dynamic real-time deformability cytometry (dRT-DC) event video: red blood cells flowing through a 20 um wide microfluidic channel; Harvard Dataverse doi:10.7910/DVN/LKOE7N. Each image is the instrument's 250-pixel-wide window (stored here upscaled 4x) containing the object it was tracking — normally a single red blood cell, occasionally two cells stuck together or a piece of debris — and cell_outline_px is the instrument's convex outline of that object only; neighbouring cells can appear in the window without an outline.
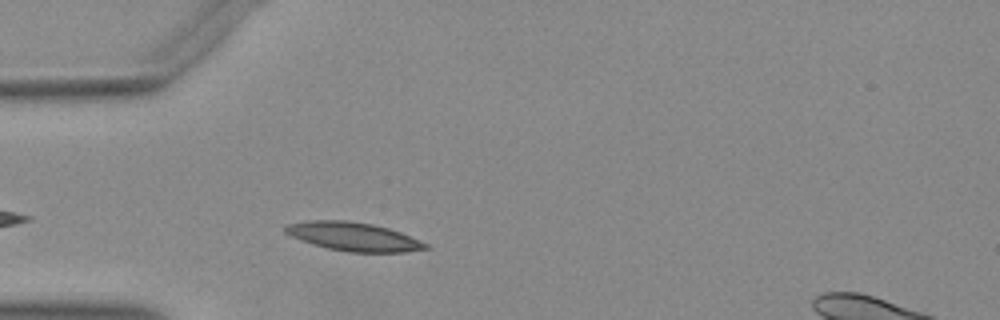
{"species": "Egyptian fruit bat (a non-hibernating species)", "species_latin": "Rousettus aegyptiacus", "temperature_condition": "warm", "stored_images_in_passage": 35, "camera_frame_rate_fps": 3000, "um_per_image_px": 0.085, "animal": {"sex": "female"}, "frame": {"image": 1, "passage_image": 5, "time_ms": 1.333, "image_size_px": [1000, 320], "cell_outline_px": [[432, 248], [404, 252], [348, 252], [328, 248], [312, 244], [300, 240], [284, 232], [284, 228], [288, 224], [312, 220], [348, 220], [372, 224], [388, 228], [400, 232], [420, 240], [428, 244]], "centroid_in_image_um": [30.07, 20.11], "position_along_channel_um": 54.9, "area_um2": 23.35}}
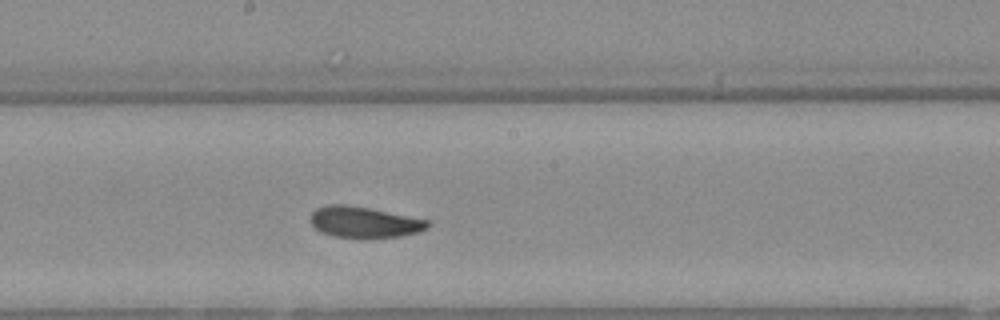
{"frame": {"image": 2, "passage_image": 18, "time_ms": 5.667, "image_size_px": [1000, 320], "cell_outline_px": [[432, 224], [428, 228], [420, 232], [400, 236], [336, 236], [320, 232], [308, 220], [312, 212], [316, 208], [328, 204], [348, 204], [428, 220]], "centroid_in_image_um": [30.94, 18.85], "position_along_channel_um": 217.3, "area_um2": 20.81}}
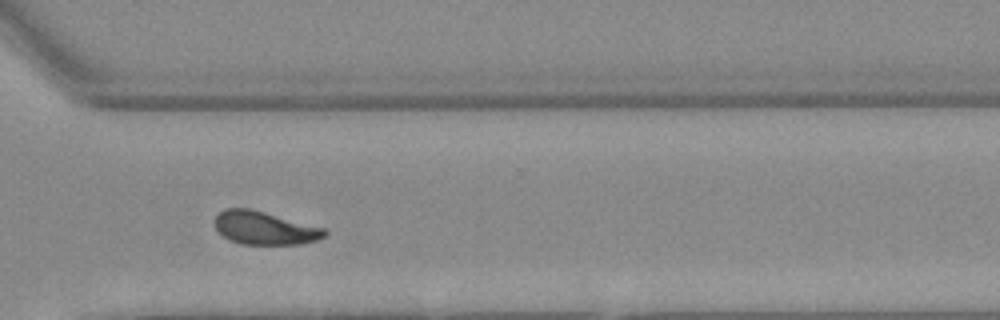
{"frame": {"image": 3, "passage_image": 28, "time_ms": 9.0, "image_size_px": [1000, 320], "cell_outline_px": [[328, 232], [324, 236], [316, 240], [300, 244], [240, 244], [228, 240], [216, 228], [216, 216], [224, 208], [248, 208], [264, 212], [324, 228]], "centroid_in_image_um": [22.48, 19.39], "position_along_channel_um": 348.1, "area_um2": 20.92}}